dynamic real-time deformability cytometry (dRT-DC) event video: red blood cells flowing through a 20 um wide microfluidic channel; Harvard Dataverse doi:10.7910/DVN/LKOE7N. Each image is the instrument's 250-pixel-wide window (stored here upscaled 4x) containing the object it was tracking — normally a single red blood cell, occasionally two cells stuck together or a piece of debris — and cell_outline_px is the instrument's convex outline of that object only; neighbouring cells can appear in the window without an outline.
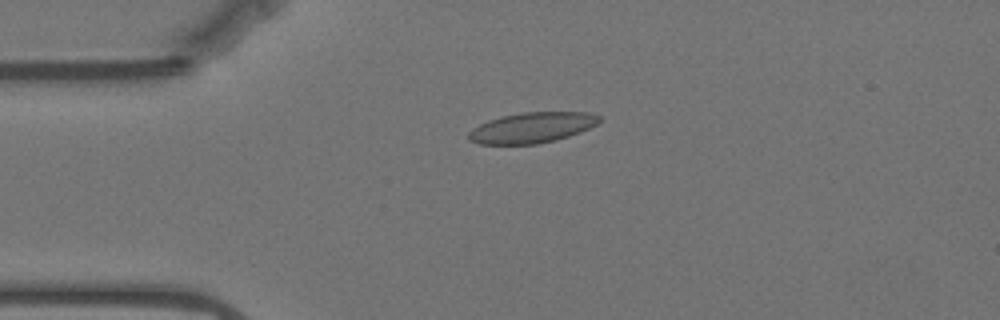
{"species": "Egyptian fruit bat (a non-hibernating species)", "species_latin": "Rousettus aegyptiacus", "temperature_condition": "warm", "stored_images_in_passage": 49, "camera_frame_rate_fps": 3000, "um_per_image_px": 0.085, "animal": {"sex": "female"}, "frame": {"image": 1, "passage_image": 5, "time_ms": 1.333, "image_size_px": [1000, 320], "cell_outline_px": [[600, 120], [596, 124], [580, 132], [556, 140], [536, 144], [480, 144], [468, 140], [468, 132], [472, 128], [488, 120], [520, 112], [588, 112], [600, 116]], "centroid_in_image_um": [45.19, 10.85], "position_along_channel_um": 39.8, "area_um2": 23.18}}
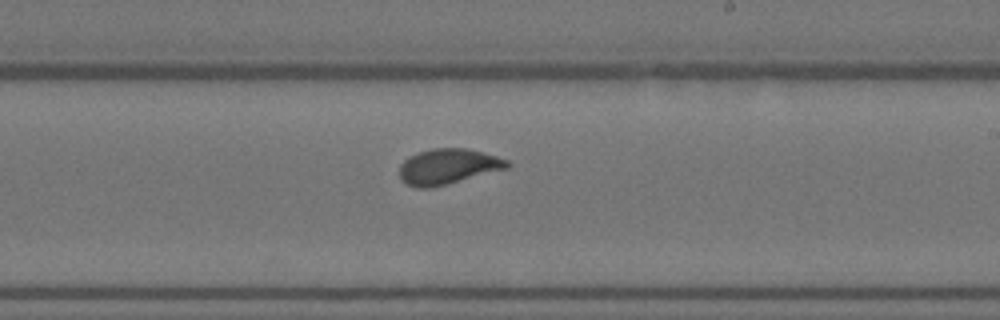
{"frame": {"image": 2, "passage_image": 25, "time_ms": 8.0, "image_size_px": [1000, 320], "cell_outline_px": [[512, 164], [508, 168], [428, 188], [416, 188], [400, 180], [400, 164], [408, 156], [432, 148], [464, 148], [496, 156], [508, 160]], "centroid_in_image_um": [38.05, 14.14], "position_along_channel_um": 250.9, "area_um2": 21.91}}
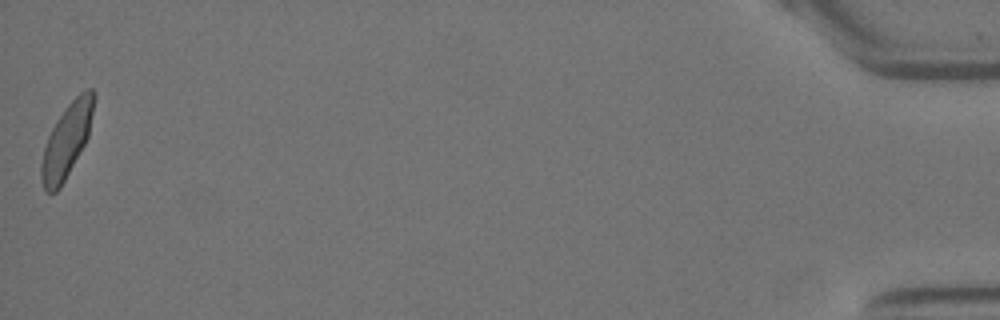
{"frame": {"image": 3, "passage_image": 49, "time_ms": 16.0, "image_size_px": [1000, 320], "cell_outline_px": [[96, 96], [88, 136], [84, 144], [60, 188], [56, 192], [48, 192], [44, 188], [40, 176], [40, 164], [44, 148], [48, 136], [56, 120], [68, 104], [80, 92], [88, 88], [92, 88], [96, 92]], "centroid_in_image_um": [5.67, 11.9], "position_along_channel_um": 429.5, "area_um2": 22.31}, "authors_computed_cell_mechanics": {"area_um2": 22.253, "velocity_mm_per_s": 3.4968, "shape_relaxation_time_tau1_ms": 3.7928, "shape_relaxation_time_tau2_ms": null, "deformation_change_tau1": 0.1379, "deformation_change_tau2": null}}